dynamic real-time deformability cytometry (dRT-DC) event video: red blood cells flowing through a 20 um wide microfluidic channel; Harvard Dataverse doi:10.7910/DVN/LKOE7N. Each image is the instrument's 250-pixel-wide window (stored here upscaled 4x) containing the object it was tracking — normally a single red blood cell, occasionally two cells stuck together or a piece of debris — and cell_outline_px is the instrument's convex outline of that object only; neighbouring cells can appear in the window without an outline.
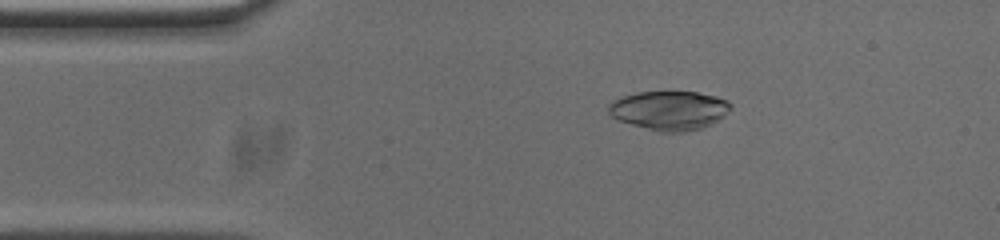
{"species": "common noctule bat (a hibernating species)", "species_latin": "Nyctalus noctula", "temperature_condition": "cold", "stored_images_in_passage": 53, "camera_frame_rate_fps": 3000, "um_per_image_px": 0.085, "animal": {"sex": "male", "body_mass_g": 20.0, "forearm_length_mm": 53.3}, "frame": {"image": 1, "passage_image": 9, "time_ms": 2.667, "image_size_px": [1000, 240], "cell_outline_px": [[732, 108], [724, 116], [700, 128], [684, 132], [660, 132], [632, 124], [620, 120], [612, 116], [608, 112], [608, 104], [612, 100], [636, 92], [696, 92], [716, 96], [728, 100], [732, 104]], "centroid_in_image_um": [56.9, 9.37], "position_along_channel_um": 28.1, "area_um2": 27.63}}
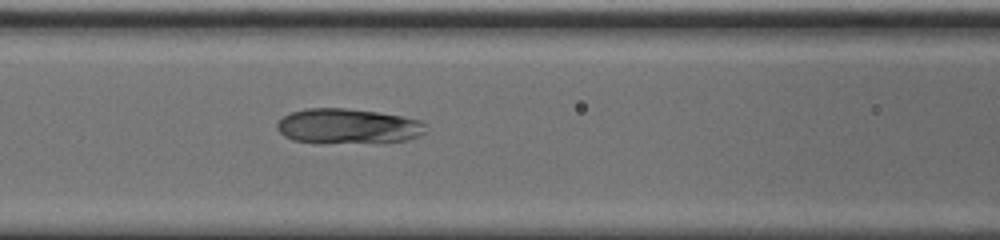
{"frame": {"image": 2, "passage_image": 21, "time_ms": 6.667, "image_size_px": [1000, 240], "cell_outline_px": [[428, 124], [424, 132], [420, 136], [408, 140], [292, 140], [284, 136], [276, 128], [276, 124], [284, 116], [292, 112], [308, 108], [344, 108], [376, 112], [404, 116], [420, 120]], "centroid_in_image_um": [29.61, 10.66], "position_along_channel_um": 137.0, "area_um2": 28.96}}
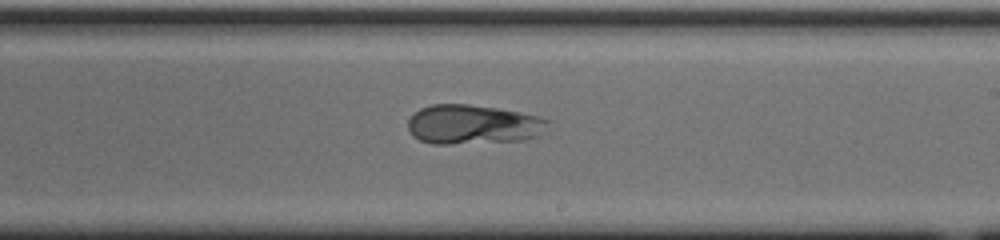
{"frame": {"image": 3, "passage_image": 30, "time_ms": 9.667, "image_size_px": [1000, 240], "cell_outline_px": [[552, 120], [540, 136], [524, 140], [448, 144], [432, 144], [420, 140], [412, 136], [408, 128], [408, 120], [420, 108], [432, 104], [468, 104], [496, 108], [520, 112], [540, 116]], "centroid_in_image_um": [40.24, 10.58], "position_along_channel_um": 248.8, "area_um2": 32.43}}